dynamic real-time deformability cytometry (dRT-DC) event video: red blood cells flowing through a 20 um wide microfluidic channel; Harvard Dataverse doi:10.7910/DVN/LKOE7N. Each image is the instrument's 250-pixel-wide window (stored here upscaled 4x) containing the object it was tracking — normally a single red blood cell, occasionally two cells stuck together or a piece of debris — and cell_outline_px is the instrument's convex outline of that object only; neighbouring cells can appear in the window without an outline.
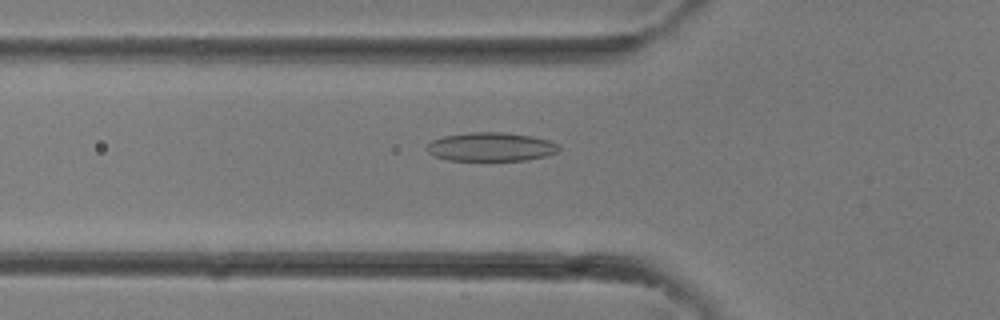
{"species": "common noctule bat (a hibernating species)", "species_latin": "Nyctalus noctula", "temperature_condition": "room temperature", "stored_images_in_passage": 33, "camera_frame_rate_fps": 3000, "um_per_image_px": 0.085, "animal": {"sex": "female"}, "frame": {"image": 1, "passage_image": 11, "time_ms": 3.333, "image_size_px": [1000, 320], "cell_outline_px": [[560, 148], [556, 152], [544, 156], [528, 160], [448, 160], [436, 156], [428, 152], [428, 144], [432, 140], [444, 136], [472, 132], [504, 132], [532, 136], [548, 140], [560, 144]], "centroid_in_image_um": [41.76, 12.47], "position_along_channel_um": 84.0, "area_um2": 21.96}}
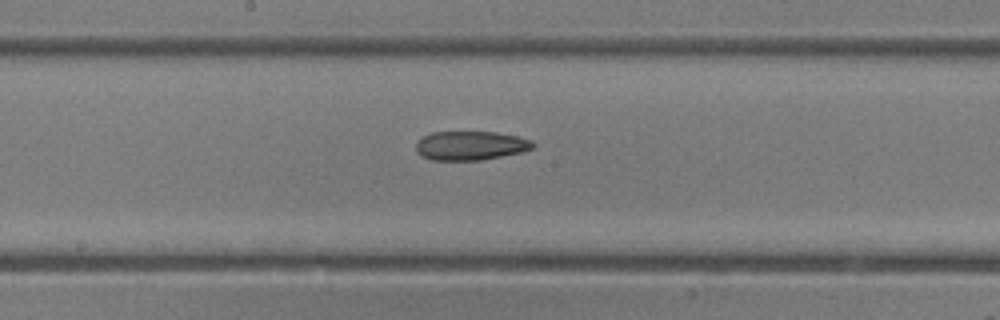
{"frame": {"image": 2, "passage_image": 17, "time_ms": 5.333, "image_size_px": [1000, 320], "cell_outline_px": [[536, 144], [532, 148], [524, 152], [480, 160], [432, 160], [420, 156], [416, 152], [416, 144], [424, 136], [432, 132], [496, 132], [516, 136], [532, 140]], "centroid_in_image_um": [40.01, 12.38], "position_along_channel_um": 208.2, "area_um2": 19.83}}
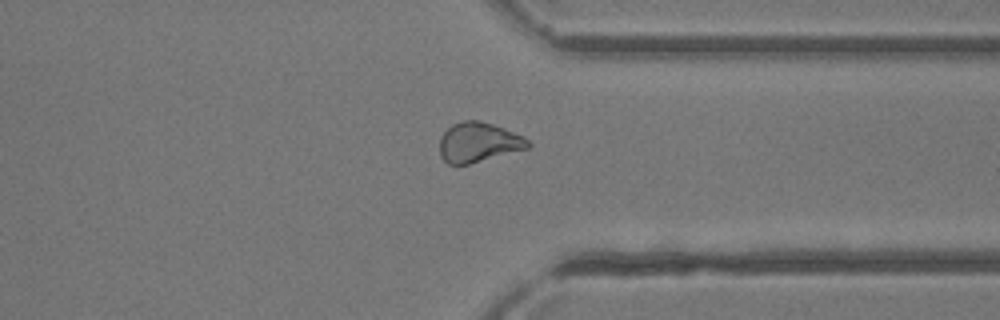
{"frame": {"image": 3, "passage_image": 25, "time_ms": 8.0, "image_size_px": [1000, 320], "cell_outline_px": [[532, 144], [528, 148], [468, 164], [448, 164], [440, 156], [440, 136], [452, 124], [460, 120], [480, 120], [504, 128], [524, 136]], "centroid_in_image_um": [40.66, 12.08], "position_along_channel_um": 370.7, "area_um2": 20.46}}